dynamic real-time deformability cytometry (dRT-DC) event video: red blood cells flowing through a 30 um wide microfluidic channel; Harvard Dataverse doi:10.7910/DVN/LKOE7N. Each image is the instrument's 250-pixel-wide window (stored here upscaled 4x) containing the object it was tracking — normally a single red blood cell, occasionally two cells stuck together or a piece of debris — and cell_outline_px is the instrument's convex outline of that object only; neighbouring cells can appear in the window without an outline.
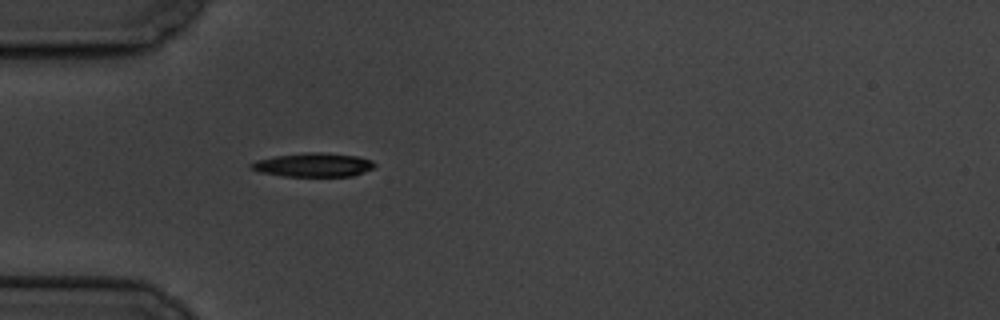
{"species": "common noctule bat (a hibernating species)", "species_latin": "Nyctalus noctula", "temperature_condition": "cold", "stored_images_in_passage": 1, "camera_frame_rate_fps": 3000, "um_per_image_px": 0.085, "animal": {"sex": "male", "body_mass_g": 19.5, "forearm_length_mm": 54.6}, "frame": {"image": 1, "passage_image": 1, "time_ms": 0.0, "image_size_px": [1000, 320], "cell_outline_px": [[376, 164], [372, 168], [364, 172], [352, 176], [284, 176], [260, 172], [248, 168], [248, 164], [256, 160], [276, 156], [304, 152], [320, 152], [356, 156], [372, 160]], "centroid_in_image_um": [26.59, 14.01], "position_along_channel_um": 58.4, "area_um2": 17.17}}